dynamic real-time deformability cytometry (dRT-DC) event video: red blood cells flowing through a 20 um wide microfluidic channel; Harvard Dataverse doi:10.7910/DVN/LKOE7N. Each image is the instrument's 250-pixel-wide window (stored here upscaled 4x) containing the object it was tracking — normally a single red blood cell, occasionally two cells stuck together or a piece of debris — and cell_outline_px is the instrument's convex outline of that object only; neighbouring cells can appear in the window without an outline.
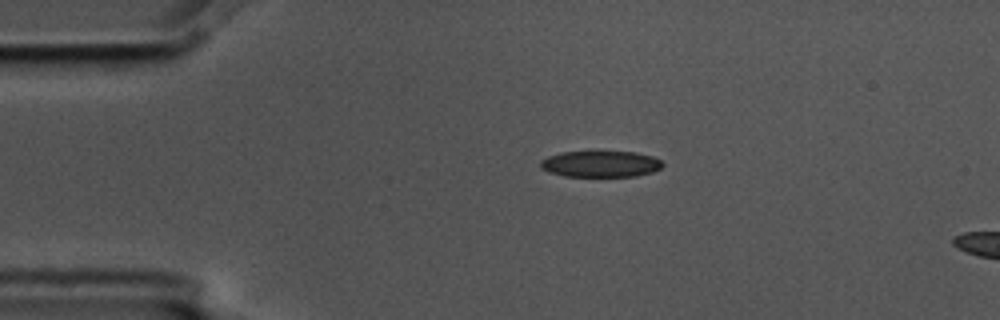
{"species": "common noctule bat (a hibernating species)", "species_latin": "Nyctalus noctula", "temperature_condition": "cold", "stored_images_in_passage": 2, "camera_frame_rate_fps": 3000, "um_per_image_px": 0.085, "animal": {"sex": "male", "body_mass_g": 17.5, "forearm_length_mm": 52.3}, "frame": {"image": 1, "passage_image": 1, "time_ms": 0.0, "image_size_px": [1000, 320], "cell_outline_px": [[664, 164], [660, 168], [652, 172], [636, 176], [564, 176], [548, 172], [540, 168], [540, 160], [548, 156], [560, 152], [596, 148], [636, 152], [652, 156], [660, 160]], "centroid_in_image_um": [51.01, 13.87], "position_along_channel_um": 34.0, "area_um2": 19.77}}